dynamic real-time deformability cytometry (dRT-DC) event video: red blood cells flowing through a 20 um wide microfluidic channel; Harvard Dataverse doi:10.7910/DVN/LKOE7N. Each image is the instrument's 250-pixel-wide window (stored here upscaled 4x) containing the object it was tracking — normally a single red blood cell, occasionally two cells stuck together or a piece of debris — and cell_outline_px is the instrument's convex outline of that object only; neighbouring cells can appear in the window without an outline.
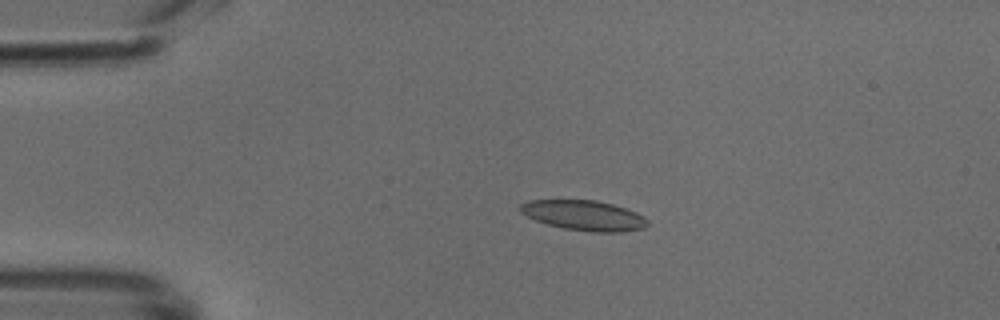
{"species": "common noctule bat (a hibernating species)", "species_latin": "Nyctalus noctula", "temperature_condition": "cold", "stored_images_in_passage": 27, "camera_frame_rate_fps": 3000, "um_per_image_px": 0.085, "animal": {"sex": "male", "body_mass_g": 18.8}, "frame": {"image": 1, "passage_image": 1, "time_ms": 0.0, "image_size_px": [1000, 320], "cell_outline_px": [[648, 224], [644, 228], [620, 232], [592, 232], [564, 228], [548, 224], [536, 220], [520, 212], [520, 204], [528, 200], [596, 200], [628, 208], [644, 216], [648, 220]], "centroid_in_image_um": [49.67, 18.3], "position_along_channel_um": 35.3, "area_um2": 22.31}}
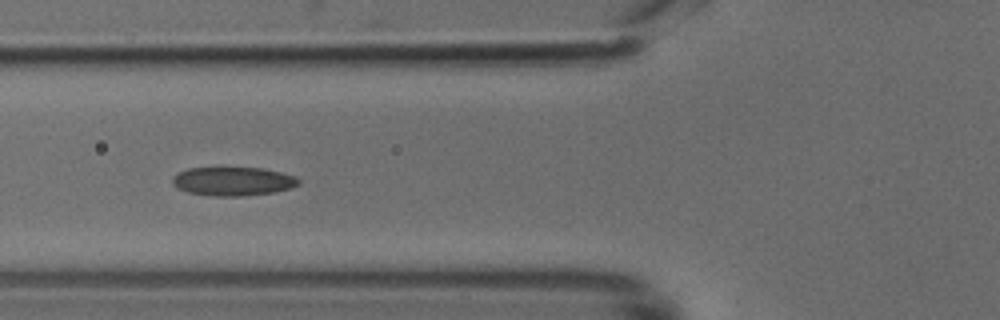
{"frame": {"image": 2, "passage_image": 9, "time_ms": 2.667, "image_size_px": [1000, 320], "cell_outline_px": [[300, 184], [292, 188], [272, 192], [240, 196], [216, 196], [188, 192], [176, 188], [172, 184], [172, 176], [188, 168], [220, 164], [264, 168], [296, 176], [300, 180]], "centroid_in_image_um": [19.77, 15.35], "position_along_channel_um": 106.0, "area_um2": 22.2}}
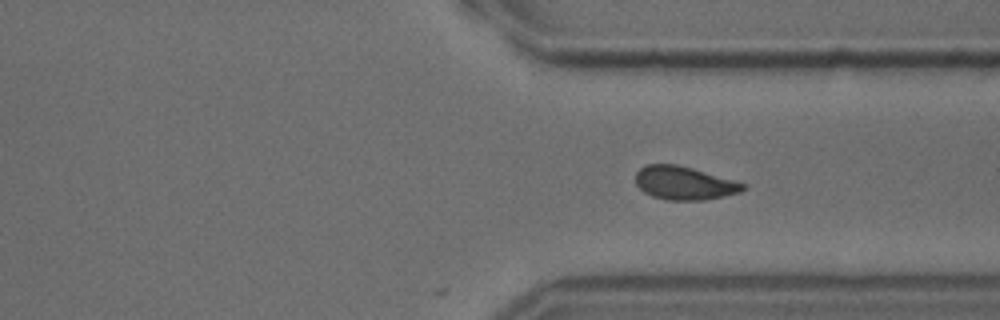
{"frame": {"image": 3, "passage_image": 27, "time_ms": 8.667, "image_size_px": [1000, 320], "cell_outline_px": [[748, 184], [740, 192], [724, 196], [704, 200], [668, 200], [652, 196], [644, 192], [636, 184], [636, 172], [640, 168], [648, 164], [676, 164], [692, 168]], "centroid_in_image_um": [58.16, 15.56], "position_along_channel_um": 353.2, "area_um2": 20.81}}